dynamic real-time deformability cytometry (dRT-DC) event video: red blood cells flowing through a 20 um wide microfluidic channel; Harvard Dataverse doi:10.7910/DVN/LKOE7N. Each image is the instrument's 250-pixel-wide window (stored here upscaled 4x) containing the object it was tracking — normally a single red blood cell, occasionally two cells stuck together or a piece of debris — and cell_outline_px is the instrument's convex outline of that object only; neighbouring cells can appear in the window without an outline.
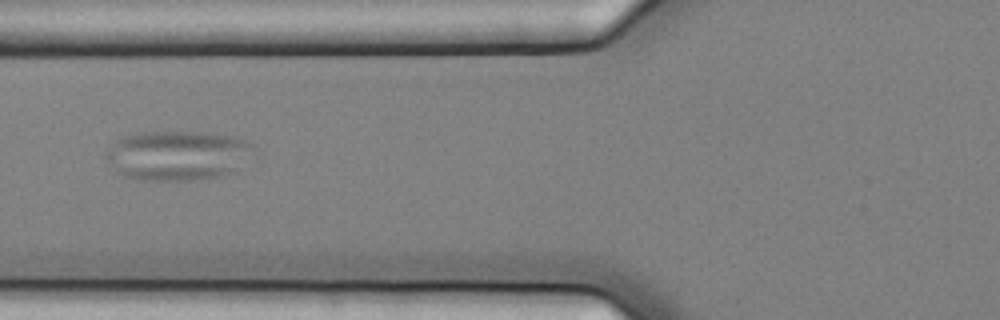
{"species": "common noctule bat (a hibernating species)", "species_latin": "Nyctalus noctula", "temperature_condition": "cold", "stored_images_in_passage": 4, "camera_frame_rate_fps": 3000, "um_per_image_px": 0.085, "animal": {"sex": "female", "body_mass_g": 25.1}, "frame": {"image": 1, "passage_image": 2, "time_ms": 0.333, "image_size_px": [1000, 320], "cell_outline_px": [[256, 160], [240, 172], [220, 176], [192, 180], [140, 180], [124, 176], [116, 172], [104, 160], [104, 152], [108, 148], [120, 140], [128, 136], [140, 132], [196, 132], [236, 136], [256, 144]], "centroid_in_image_um": [15.27, 13.23], "position_along_channel_um": 110.5, "area_um2": 44.22}}
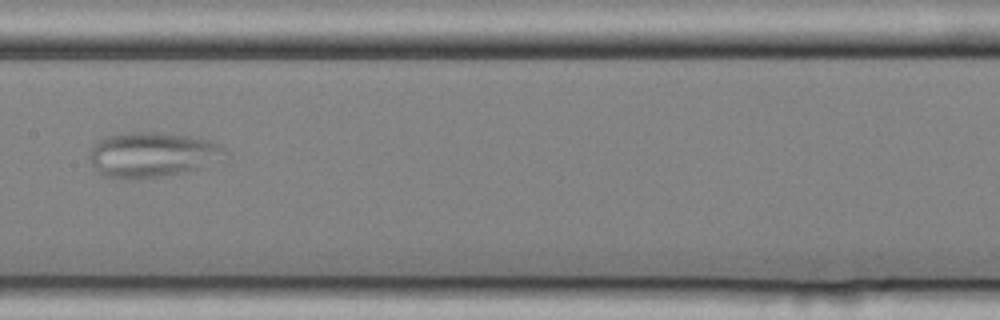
{"frame": {"image": 2, "passage_image": 4, "time_ms": 1.0, "image_size_px": [1000, 320], "cell_outline_px": [[232, 156], [224, 160], [200, 168], [140, 180], [128, 180], [104, 176], [92, 164], [92, 144], [108, 136], [120, 132], [160, 132], [188, 136], [212, 140], [220, 144]], "centroid_in_image_um": [13.04, 13.14], "position_along_channel_um": 194.4, "area_um2": 36.01}}